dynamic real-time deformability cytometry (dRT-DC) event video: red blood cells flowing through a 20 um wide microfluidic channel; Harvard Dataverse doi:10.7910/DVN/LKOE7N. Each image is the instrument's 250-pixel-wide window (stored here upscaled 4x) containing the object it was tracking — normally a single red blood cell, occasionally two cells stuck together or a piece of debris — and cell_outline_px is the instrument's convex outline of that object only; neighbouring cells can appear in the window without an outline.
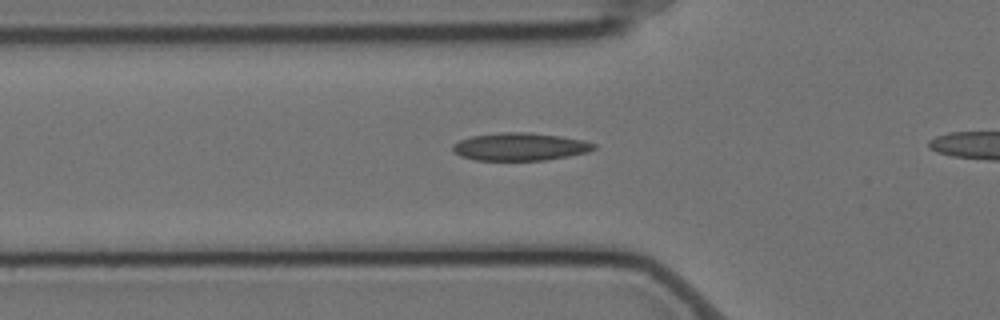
{"species": "Egyptian fruit bat (a non-hibernating species)", "species_latin": "Rousettus aegyptiacus", "temperature_condition": "cold", "stored_images_in_passage": 39, "camera_frame_rate_fps": 3000, "um_per_image_px": 0.085, "animal": {"sex": "female"}, "frame": {"image": 1, "passage_image": 11, "time_ms": 3.333, "image_size_px": [1000, 320], "cell_outline_px": [[596, 148], [588, 152], [568, 156], [544, 160], [476, 160], [460, 156], [452, 152], [452, 144], [460, 140], [472, 136], [500, 132], [528, 132], [560, 136], [584, 140], [596, 144]], "centroid_in_image_um": [44.18, 12.47], "position_along_channel_um": 81.6, "area_um2": 22.89}}
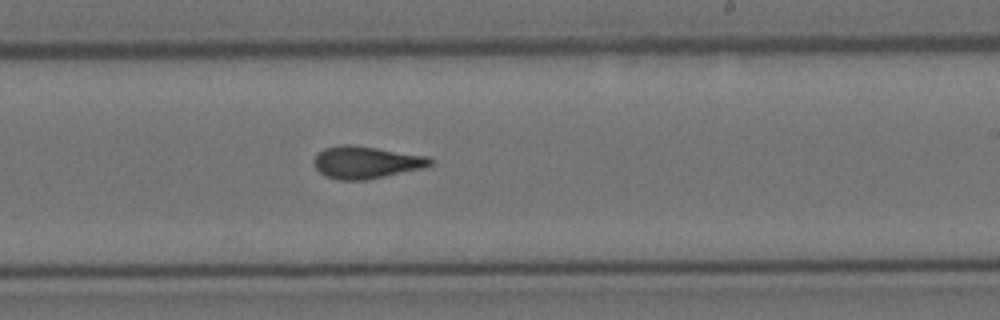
{"frame": {"image": 2, "passage_image": 26, "time_ms": 8.333, "image_size_px": [1000, 320], "cell_outline_px": [[436, 160], [432, 164], [420, 168], [384, 176], [364, 180], [336, 180], [324, 176], [316, 168], [312, 160], [324, 148], [340, 144], [352, 144], [428, 156]], "centroid_in_image_um": [31.09, 13.79], "position_along_channel_um": 257.9, "area_um2": 21.85}}
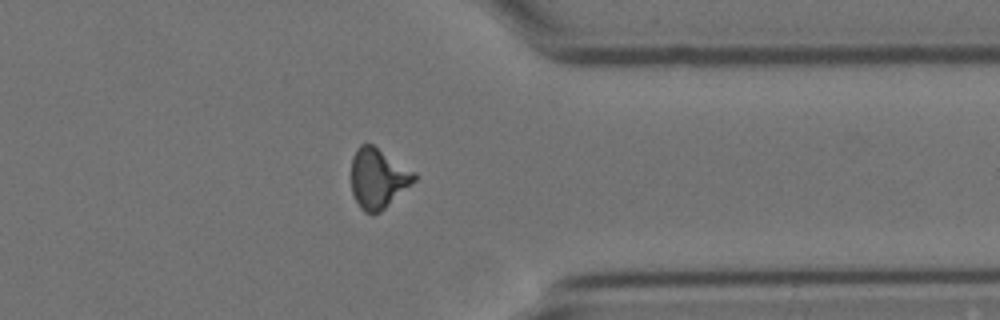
{"frame": {"image": 3, "passage_image": 37, "time_ms": 12.0, "image_size_px": [1000, 320], "cell_outline_px": [[416, 180], [380, 212], [372, 216], [364, 212], [360, 208], [352, 192], [352, 156], [356, 148], [360, 144], [372, 144], [416, 172]], "centroid_in_image_um": [32.13, 15.16], "position_along_channel_um": 379.3, "area_um2": 22.02}}